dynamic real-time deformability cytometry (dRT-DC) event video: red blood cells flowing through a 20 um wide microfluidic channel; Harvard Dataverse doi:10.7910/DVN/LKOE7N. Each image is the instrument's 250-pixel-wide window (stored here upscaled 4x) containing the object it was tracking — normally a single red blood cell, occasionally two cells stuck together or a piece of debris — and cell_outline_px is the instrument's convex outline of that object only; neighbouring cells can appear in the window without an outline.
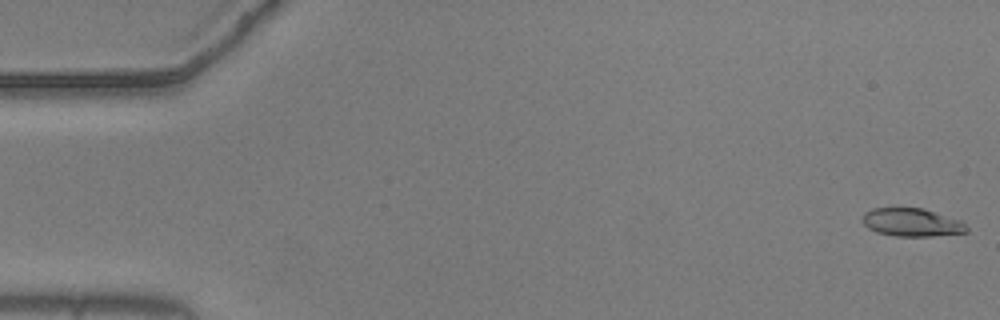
{"species": "common noctule bat (a hibernating species)", "species_latin": "Nyctalus noctula", "temperature_condition": "warm", "stored_images_in_passage": 19, "camera_frame_rate_fps": 3000, "um_per_image_px": 0.085, "animal": {"sex": "male", "body_mass_g": 20.5, "forearm_length_mm": 52.5}, "frame": {"image": 1, "passage_image": 1, "time_ms": 0.0, "image_size_px": [1000, 320], "cell_outline_px": [[968, 232], [932, 236], [896, 236], [876, 232], [868, 228], [864, 224], [864, 212], [872, 208], [924, 208], [960, 220], [968, 228]], "centroid_in_image_um": [77.51, 18.9], "position_along_channel_um": 7.5, "area_um2": 16.99}}
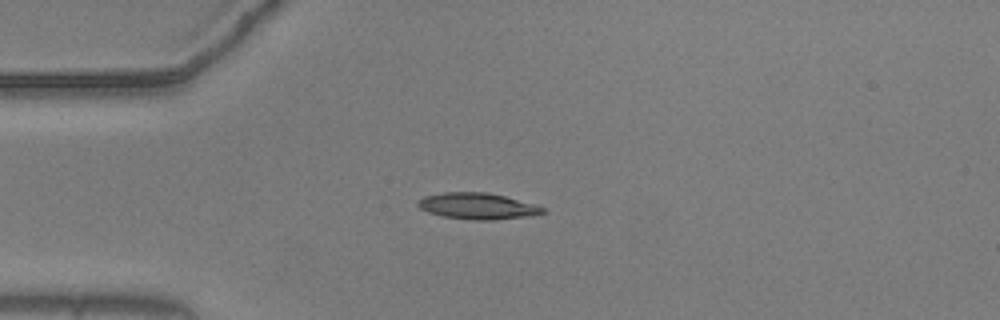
{"frame": {"image": 2, "passage_image": 14, "time_ms": 4.333, "image_size_px": [1000, 320], "cell_outline_px": [[544, 212], [532, 216], [496, 220], [472, 220], [444, 216], [428, 212], [420, 208], [416, 204], [424, 196], [444, 192], [488, 192], [536, 204], [544, 208]], "centroid_in_image_um": [40.62, 17.52], "position_along_channel_um": 44.4, "area_um2": 19.13}}
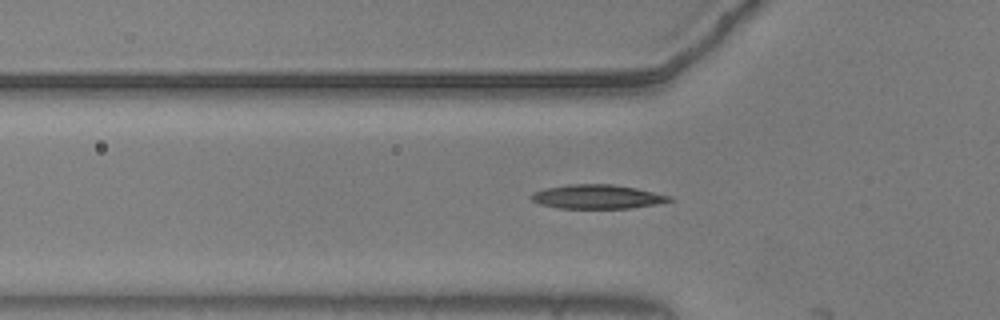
{"frame": {"image": 3, "passage_image": 18, "time_ms": 5.667, "image_size_px": [1000, 320], "cell_outline_px": [[672, 200], [656, 204], [628, 208], [560, 208], [540, 204], [532, 200], [528, 196], [532, 192], [544, 188], [568, 184], [612, 184], [636, 188], [672, 196]], "centroid_in_image_um": [50.72, 16.71], "position_along_channel_um": 75.1, "area_um2": 19.36}}